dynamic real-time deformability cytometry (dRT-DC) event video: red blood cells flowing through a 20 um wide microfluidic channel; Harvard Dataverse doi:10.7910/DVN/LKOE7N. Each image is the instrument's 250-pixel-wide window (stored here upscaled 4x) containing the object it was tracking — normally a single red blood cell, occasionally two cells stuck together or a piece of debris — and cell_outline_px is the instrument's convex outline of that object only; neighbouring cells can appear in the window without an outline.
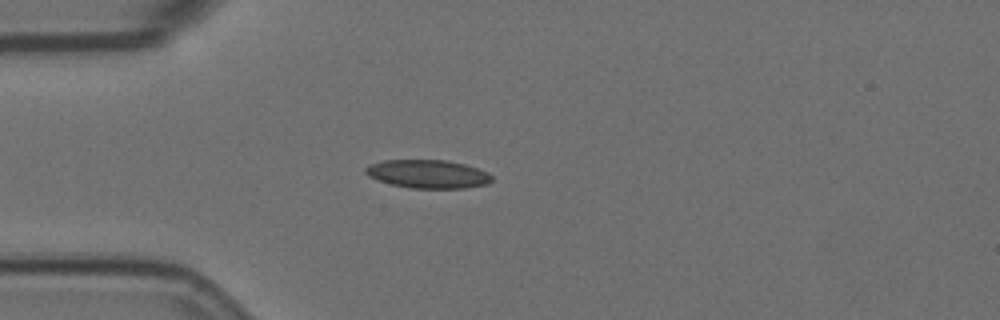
{"species": "Egyptian fruit bat (a non-hibernating species)", "species_latin": "Rousettus aegyptiacus", "temperature_condition": "room temperature", "stored_images_in_passage": 5, "camera_frame_rate_fps": 3000, "um_per_image_px": 0.085, "animal": {"sex": "female"}, "frame": {"image": 1, "passage_image": 3, "time_ms": 0.667, "image_size_px": [1000, 320], "cell_outline_px": [[492, 180], [488, 184], [464, 188], [412, 188], [392, 184], [376, 180], [368, 176], [364, 172], [364, 168], [368, 164], [384, 160], [444, 160], [464, 164], [488, 172], [492, 176]], "centroid_in_image_um": [36.33, 14.79], "position_along_channel_um": 48.7, "area_um2": 20.92}}